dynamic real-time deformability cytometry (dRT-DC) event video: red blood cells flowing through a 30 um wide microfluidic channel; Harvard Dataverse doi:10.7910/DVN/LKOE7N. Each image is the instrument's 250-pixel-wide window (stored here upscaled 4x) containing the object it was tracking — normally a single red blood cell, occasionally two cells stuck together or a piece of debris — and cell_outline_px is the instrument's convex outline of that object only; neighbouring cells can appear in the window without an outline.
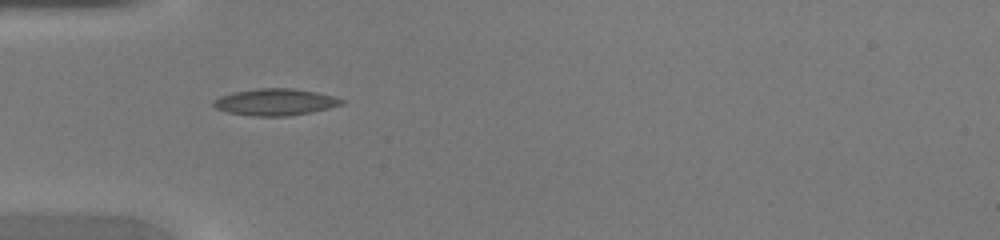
{"species": "common noctule bat (a hibernating species)", "species_latin": "Nyctalus noctula", "temperature_condition": "warm", "stored_images_in_passage": 31, "camera_frame_rate_fps": 3000, "um_per_image_px": 0.085, "animal": {"sex": "female", "body_mass_g": 20.0, "forearm_length_mm": 54.0}, "frame": {"image": 1, "passage_image": 1, "time_ms": 0.0, "image_size_px": [1000, 240], "cell_outline_px": [[344, 104], [312, 112], [288, 116], [252, 116], [228, 112], [216, 108], [212, 104], [212, 100], [220, 96], [232, 92], [256, 88], [292, 88], [316, 92], [332, 96], [344, 100]], "centroid_in_image_um": [23.36, 8.67], "position_along_channel_um": 61.6, "area_um2": 20.0}}
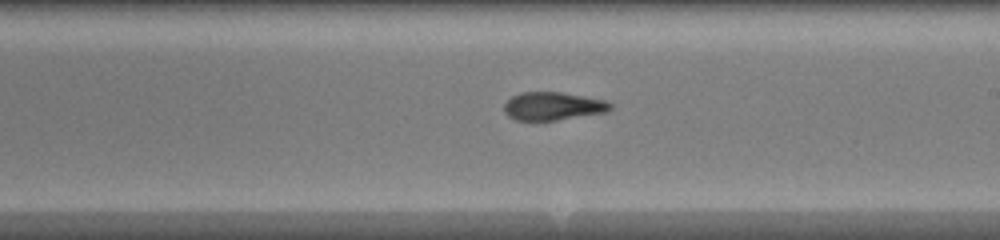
{"frame": {"image": 2, "passage_image": 13, "time_ms": 4.0, "image_size_px": [1000, 240], "cell_outline_px": [[612, 108], [608, 112], [556, 120], [516, 120], [508, 116], [504, 112], [504, 104], [512, 96], [520, 92], [560, 92], [604, 100], [612, 104]], "centroid_in_image_um": [46.99, 9.02], "position_along_channel_um": 242.0, "area_um2": 17.34}}
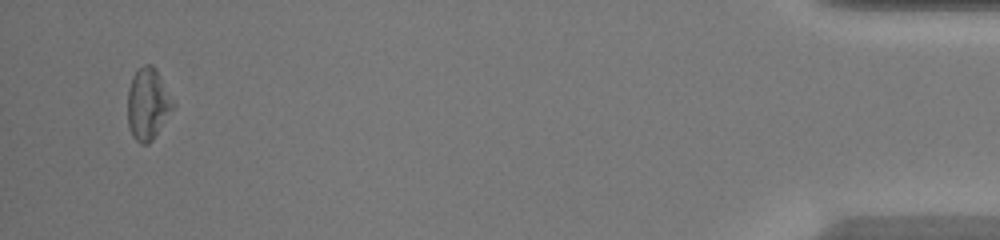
{"frame": {"image": 3, "passage_image": 30, "time_ms": 9.667, "image_size_px": [1000, 240], "cell_outline_px": [[176, 104], [152, 140], [148, 144], [140, 144], [132, 136], [128, 124], [128, 88], [132, 76], [144, 64], [152, 64], [156, 68]], "centroid_in_image_um": [12.57, 8.82], "position_along_channel_um": 422.6, "area_um2": 18.96}}